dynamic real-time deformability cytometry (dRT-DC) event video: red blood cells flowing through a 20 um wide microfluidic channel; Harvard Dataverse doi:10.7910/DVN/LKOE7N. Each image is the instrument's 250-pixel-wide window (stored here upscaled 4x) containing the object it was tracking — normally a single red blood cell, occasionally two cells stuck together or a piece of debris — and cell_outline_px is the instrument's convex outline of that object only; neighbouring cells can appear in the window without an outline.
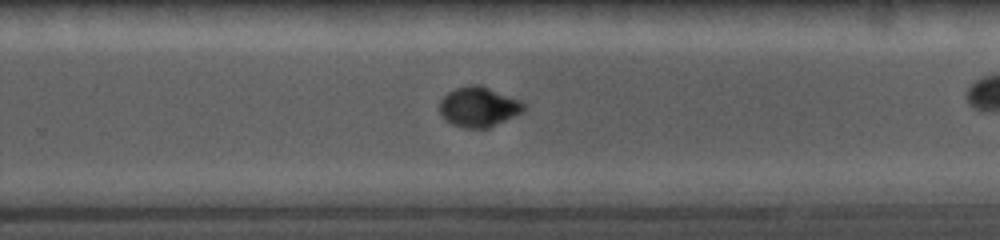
{"species": "common noctule bat (a hibernating species)", "species_latin": "Nyctalus noctula", "temperature_condition": "cold", "stored_images_in_passage": 26, "camera_frame_rate_fps": 5000, "um_per_image_px": 0.085, "animal": {"sex": "female", "body_mass_g": 19.0, "forearm_length_mm": 56.7}, "frame": {"image": 1, "passage_image": 19, "time_ms": 11.6, "image_size_px": [1000, 240], "cell_outline_px": [[528, 104], [520, 112], [488, 128], [464, 128], [452, 124], [440, 112], [440, 100], [448, 92], [456, 88], [472, 84], [480, 84], [520, 100]], "centroid_in_image_um": [40.68, 9.06], "position_along_channel_um": 289.1, "area_um2": 19.31}}